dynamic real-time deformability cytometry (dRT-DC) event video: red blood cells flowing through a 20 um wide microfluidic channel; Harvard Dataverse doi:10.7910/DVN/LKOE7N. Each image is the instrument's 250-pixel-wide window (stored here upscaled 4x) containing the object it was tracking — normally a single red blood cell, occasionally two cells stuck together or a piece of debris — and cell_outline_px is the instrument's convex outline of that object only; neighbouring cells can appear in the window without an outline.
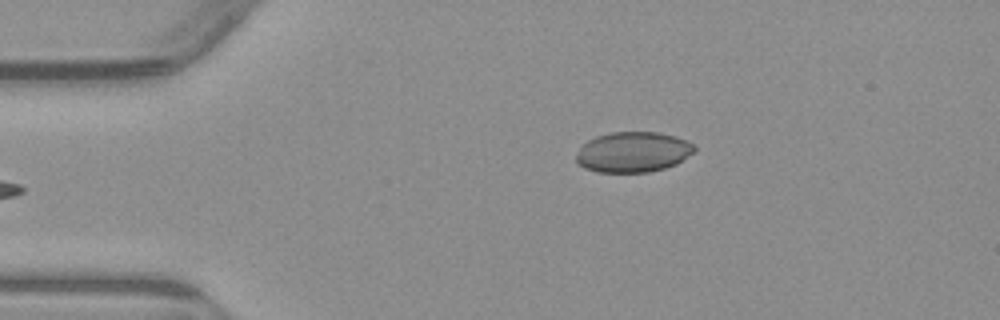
{"species": "common noctule bat (a hibernating species)", "species_latin": "Nyctalus noctula", "temperature_condition": "warm", "stored_images_in_passage": 5, "camera_frame_rate_fps": 3000, "um_per_image_px": 0.085, "animal": {"sex": "male", "body_mass_g": 23.1, "forearm_length_mm": 52.7}, "frame": {"image": 1, "passage_image": 5, "time_ms": 5.0, "image_size_px": [1000, 320], "cell_outline_px": [[696, 152], [676, 164], [664, 168], [648, 172], [596, 172], [584, 168], [576, 164], [576, 156], [580, 148], [588, 140], [596, 136], [612, 132], [656, 132], [676, 136], [688, 140], [696, 148]], "centroid_in_image_um": [53.82, 12.92], "position_along_channel_um": 31.2, "area_um2": 28.03}}